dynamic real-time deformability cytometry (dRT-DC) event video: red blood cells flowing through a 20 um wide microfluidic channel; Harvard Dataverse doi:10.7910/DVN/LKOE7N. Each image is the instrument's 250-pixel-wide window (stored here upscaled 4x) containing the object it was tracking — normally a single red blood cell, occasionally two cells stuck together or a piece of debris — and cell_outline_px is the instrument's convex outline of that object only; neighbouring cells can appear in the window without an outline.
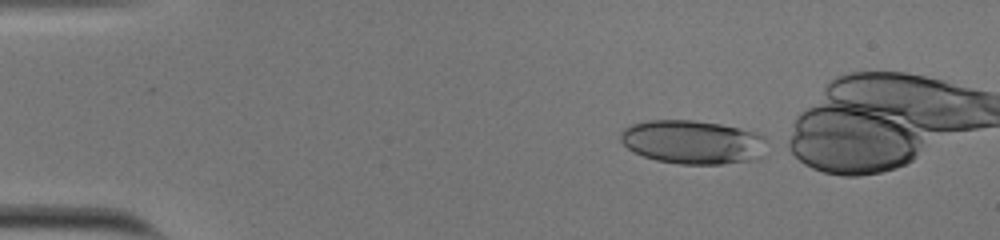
{"species": "human", "species_latin": "Homo sapiens", "temperature_condition": "cold", "stored_images_in_passage": 41, "camera_frame_rate_fps": 3000, "um_per_image_px": 0.085, "donor": {"sex": "male"}, "frame": {"image": 1, "passage_image": 2, "time_ms": 0.333, "image_size_px": [1000, 240], "cell_outline_px": [[768, 156], [760, 160], [724, 164], [680, 164], [656, 160], [632, 152], [620, 140], [620, 132], [624, 128], [632, 124], [648, 120], [692, 120], [720, 124], [756, 132], [764, 136]], "centroid_in_image_um": [58.95, 12.09], "position_along_channel_um": 26.1, "area_um2": 37.97}}
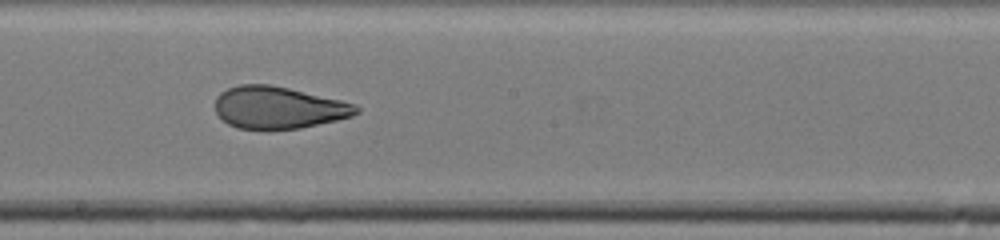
{"frame": {"image": 2, "passage_image": 24, "time_ms": 7.667, "image_size_px": [1000, 240], "cell_outline_px": [[360, 112], [352, 116], [336, 120], [300, 128], [268, 132], [236, 128], [228, 124], [216, 112], [216, 96], [220, 92], [228, 88], [240, 84], [268, 84], [288, 88], [340, 100], [356, 104], [360, 108]], "centroid_in_image_um": [23.65, 9.18], "position_along_channel_um": 224.6, "area_um2": 35.14}}
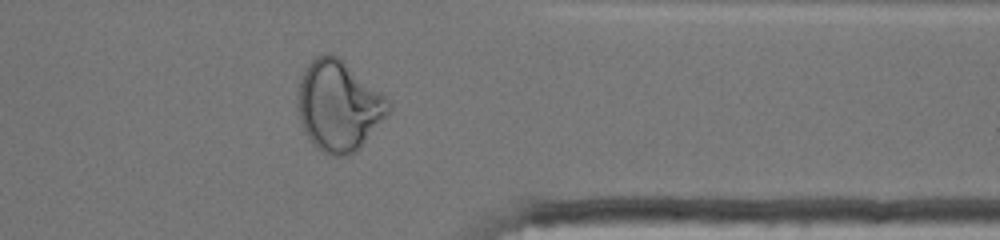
{"frame": {"image": 3, "passage_image": 37, "time_ms": 12.0, "image_size_px": [1000, 240], "cell_outline_px": [[392, 108], [388, 116], [356, 152], [348, 156], [328, 156], [316, 148], [312, 144], [304, 132], [300, 120], [296, 104], [300, 80], [308, 64], [316, 56], [324, 52], [328, 52], [336, 56], [388, 96], [392, 104]], "centroid_in_image_um": [28.81, 9.03], "position_along_channel_um": 382.6, "area_um2": 48.44}}